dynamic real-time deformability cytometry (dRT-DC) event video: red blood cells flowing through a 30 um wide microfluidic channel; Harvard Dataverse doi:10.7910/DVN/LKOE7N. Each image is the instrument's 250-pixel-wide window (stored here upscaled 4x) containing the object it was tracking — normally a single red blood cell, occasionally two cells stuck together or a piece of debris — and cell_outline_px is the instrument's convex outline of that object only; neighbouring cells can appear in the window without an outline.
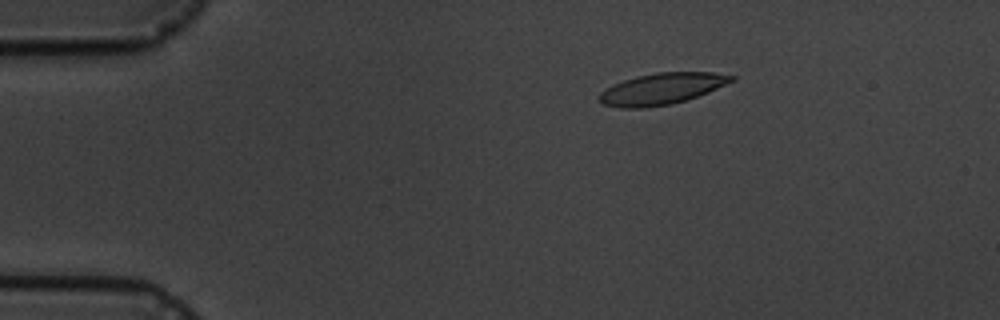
{"species": "common noctule bat (a hibernating species)", "species_latin": "Nyctalus noctula", "temperature_condition": "cold", "stored_images_in_passage": 5, "camera_frame_rate_fps": 3000, "um_per_image_px": 0.085, "animal": {"sex": "male", "body_mass_g": 19.5, "forearm_length_mm": 54.6}, "frame": {"image": 1, "passage_image": 3, "time_ms": 2.0, "image_size_px": [1000, 320], "cell_outline_px": [[736, 80], [708, 92], [672, 104], [644, 108], [620, 108], [604, 104], [596, 100], [596, 96], [604, 88], [624, 80], [636, 76], [656, 72], [712, 72], [736, 76]], "centroid_in_image_um": [56.2, 7.54], "position_along_channel_um": 28.8, "area_um2": 24.33}}